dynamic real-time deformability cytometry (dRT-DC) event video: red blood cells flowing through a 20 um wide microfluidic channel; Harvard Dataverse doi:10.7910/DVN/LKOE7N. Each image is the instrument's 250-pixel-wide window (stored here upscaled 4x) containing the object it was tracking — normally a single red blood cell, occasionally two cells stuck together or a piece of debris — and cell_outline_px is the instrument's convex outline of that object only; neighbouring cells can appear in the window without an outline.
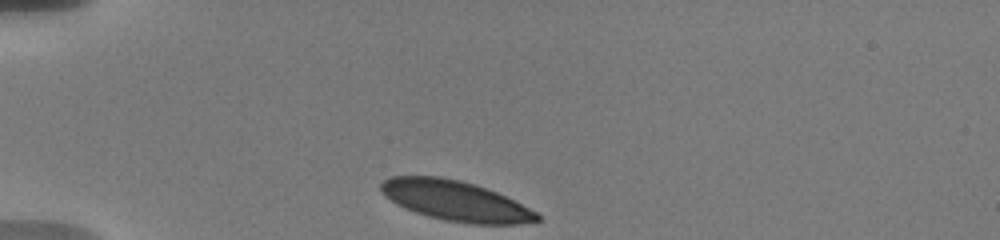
{"species": "human", "species_latin": "Homo sapiens", "temperature_condition": "warm", "stored_images_in_passage": 44, "camera_frame_rate_fps": 3000, "um_per_image_px": 0.085, "donor": {"sex": "male"}, "frame": {"image": 1, "passage_image": 1, "time_ms": 0.0, "image_size_px": [1000, 240], "cell_outline_px": [[540, 220], [520, 224], [472, 224], [444, 220], [428, 216], [416, 212], [396, 204], [384, 196], [380, 192], [380, 184], [384, 180], [392, 176], [440, 176], [460, 180], [496, 192], [536, 212], [540, 216]], "centroid_in_image_um": [38.67, 17.07], "position_along_channel_um": 46.3, "area_um2": 36.18}}
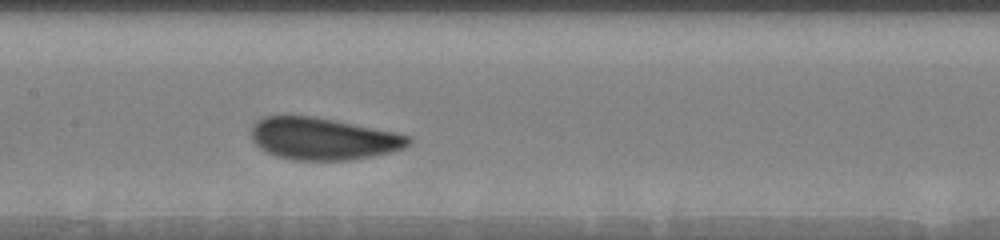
{"frame": {"image": 2, "passage_image": 20, "time_ms": 4.667, "image_size_px": [1000, 240], "cell_outline_px": [[412, 140], [404, 148], [372, 156], [352, 160], [292, 160], [276, 156], [264, 152], [252, 140], [252, 124], [256, 120], [264, 116], [312, 116], [336, 120], [396, 132], [412, 136]], "centroid_in_image_um": [27.44, 11.79], "position_along_channel_um": 180.0, "area_um2": 38.78}}
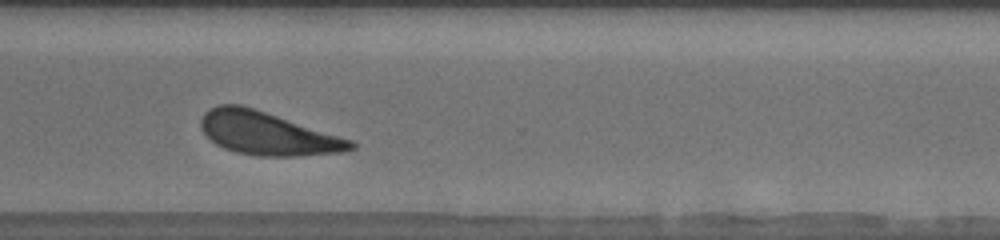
{"frame": {"image": 3, "passage_image": 43, "time_ms": 9.333, "image_size_px": [1000, 240], "cell_outline_px": [[356, 148], [344, 152], [296, 156], [260, 156], [236, 152], [224, 148], [216, 144], [200, 128], [200, 120], [204, 112], [220, 104], [240, 104], [352, 140], [356, 144]], "centroid_in_image_um": [22.72, 11.35], "position_along_channel_um": 347.9, "area_um2": 37.17}}